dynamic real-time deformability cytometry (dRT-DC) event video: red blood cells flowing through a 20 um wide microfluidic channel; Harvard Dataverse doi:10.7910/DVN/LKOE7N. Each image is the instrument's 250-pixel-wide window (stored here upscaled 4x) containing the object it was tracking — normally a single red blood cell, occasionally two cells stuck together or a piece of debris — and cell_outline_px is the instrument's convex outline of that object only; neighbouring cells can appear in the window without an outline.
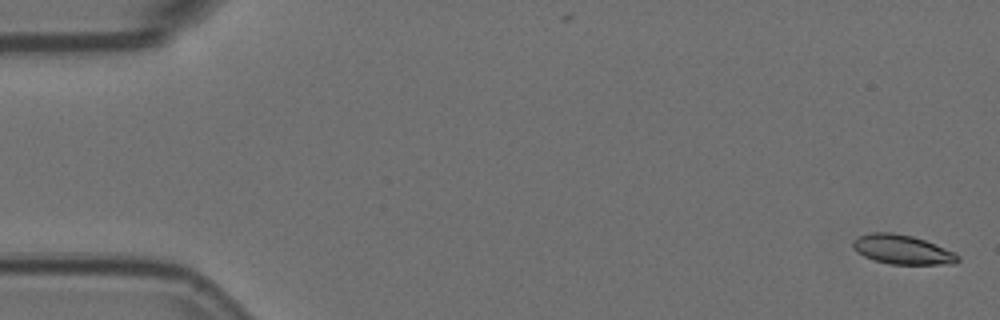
{"species": "Egyptian fruit bat (a non-hibernating species)", "species_latin": "Rousettus aegyptiacus", "temperature_condition": "room temperature", "stored_images_in_passage": 2, "camera_frame_rate_fps": 3000, "um_per_image_px": 0.085, "animal": {"sex": "female"}, "frame": {"image": 1, "passage_image": 2, "time_ms": 0.333, "image_size_px": [1000, 320], "cell_outline_px": [[960, 260], [956, 264], [888, 264], [872, 260], [856, 252], [852, 248], [852, 244], [860, 236], [872, 232], [892, 232], [912, 236], [924, 240], [944, 248], [960, 256]], "centroid_in_image_um": [76.68, 21.23], "position_along_channel_um": 8.3, "area_um2": 17.86}}